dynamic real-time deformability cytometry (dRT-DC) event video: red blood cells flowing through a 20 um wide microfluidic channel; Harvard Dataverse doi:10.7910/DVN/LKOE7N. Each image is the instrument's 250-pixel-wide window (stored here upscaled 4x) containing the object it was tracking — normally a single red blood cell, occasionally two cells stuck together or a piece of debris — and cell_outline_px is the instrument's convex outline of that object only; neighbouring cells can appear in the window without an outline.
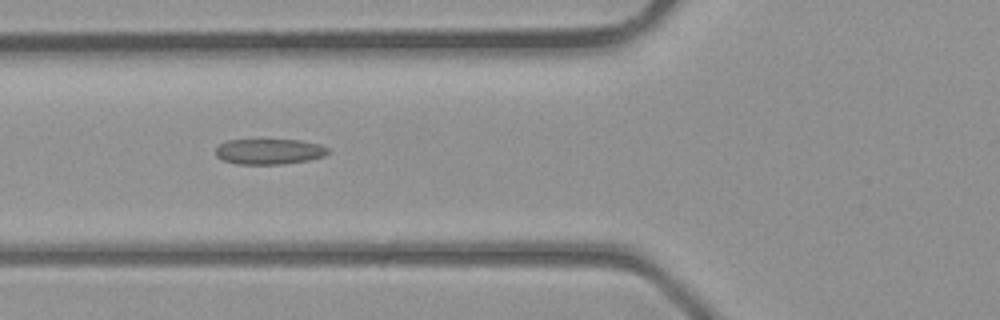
{"species": "common noctule bat (a hibernating species)", "species_latin": "Nyctalus noctula", "temperature_condition": "room temperature", "stored_images_in_passage": 27, "camera_frame_rate_fps": 3000, "um_per_image_px": 0.085, "animal": {"sex": "male", "body_mass_g": 23.1, "forearm_length_mm": 52.7}, "frame": {"image": 1, "passage_image": 5, "time_ms": 1.333, "image_size_px": [1000, 320], "cell_outline_px": [[332, 152], [324, 156], [308, 160], [280, 164], [236, 164], [224, 160], [216, 156], [216, 148], [220, 144], [228, 140], [300, 140], [320, 144], [328, 148]], "centroid_in_image_um": [22.92, 12.88], "position_along_channel_um": 102.9, "area_um2": 16.7}}
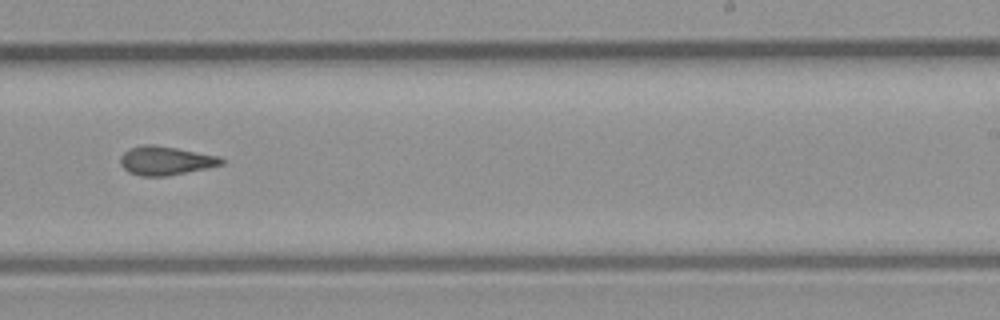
{"frame": {"image": 2, "passage_image": 15, "time_ms": 4.667, "image_size_px": [1000, 320], "cell_outline_px": [[224, 164], [168, 176], [140, 176], [128, 172], [120, 164], [120, 156], [124, 152], [132, 148], [144, 144], [152, 144], [176, 148], [220, 156], [224, 160]], "centroid_in_image_um": [14.07, 13.66], "position_along_channel_um": 274.9, "area_um2": 16.88}}
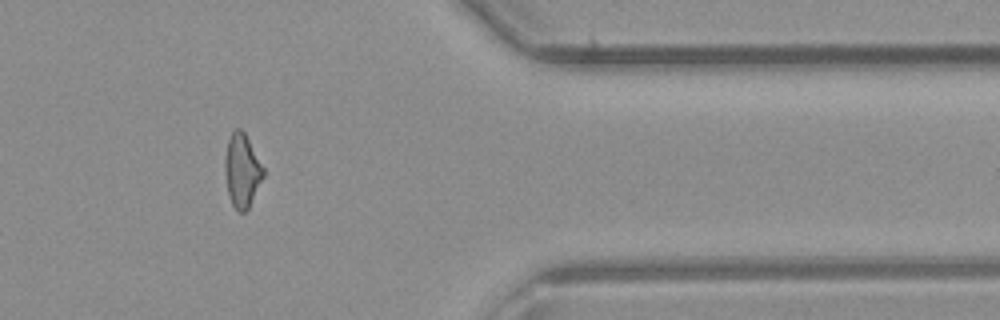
{"frame": {"image": 3, "passage_image": 23, "time_ms": 7.333, "image_size_px": [1000, 320], "cell_outline_px": [[264, 176], [248, 208], [244, 212], [240, 212], [232, 204], [228, 196], [224, 172], [224, 156], [228, 140], [232, 132], [236, 128], [240, 128], [244, 132], [264, 168]], "centroid_in_image_um": [20.55, 14.49], "position_along_channel_um": 390.9, "area_um2": 16.42}}